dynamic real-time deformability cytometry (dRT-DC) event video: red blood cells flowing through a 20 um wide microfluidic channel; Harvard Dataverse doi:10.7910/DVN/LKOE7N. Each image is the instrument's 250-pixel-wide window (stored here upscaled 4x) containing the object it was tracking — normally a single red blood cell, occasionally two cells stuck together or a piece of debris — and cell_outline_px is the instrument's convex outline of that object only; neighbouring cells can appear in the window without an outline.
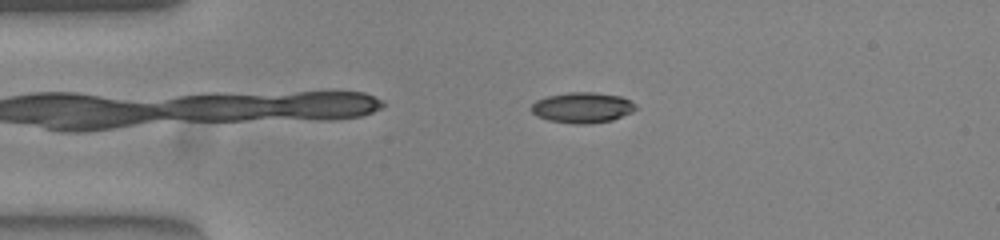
{"species": "common noctule bat (a hibernating species)", "species_latin": "Nyctalus noctula", "temperature_condition": "warm", "stored_images_in_passage": 52, "camera_frame_rate_fps": 3000, "um_per_image_px": 0.085, "animal": {"sex": "female", "body_mass_g": 23.0, "forearm_length_mm": 53.4}, "frame": {"image": 1, "passage_image": 11, "time_ms": 3.333, "image_size_px": [1000, 240], "cell_outline_px": [[640, 108], [632, 112], [612, 120], [588, 124], [572, 124], [548, 120], [536, 116], [528, 108], [536, 100], [548, 96], [568, 92], [592, 92], [620, 96], [636, 104]], "centroid_in_image_um": [49.48, 9.15], "position_along_channel_um": 35.5, "area_um2": 18.79}}
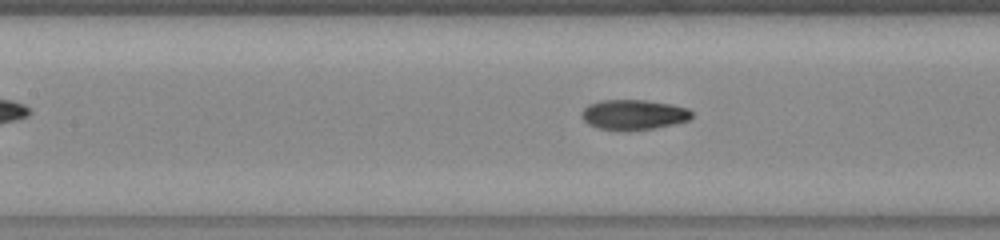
{"frame": {"image": 2, "passage_image": 23, "time_ms": 7.333, "image_size_px": [1000, 240], "cell_outline_px": [[692, 116], [688, 120], [672, 124], [652, 128], [628, 132], [596, 128], [588, 124], [580, 116], [580, 112], [588, 104], [600, 100], [644, 100], [672, 104], [688, 108], [692, 112]], "centroid_in_image_um": [53.8, 9.75], "position_along_channel_um": 153.6, "area_um2": 19.59}}
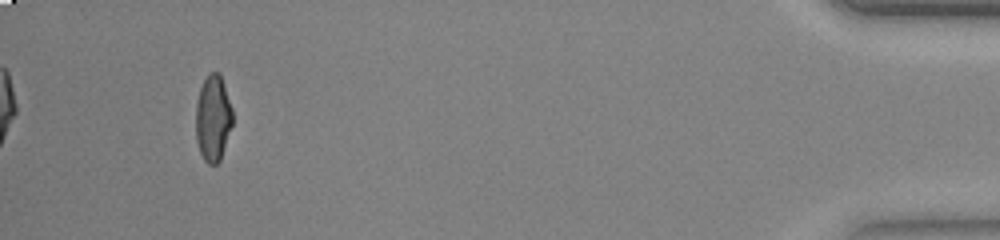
{"frame": {"image": 3, "passage_image": 49, "time_ms": 16.0, "image_size_px": [1000, 240], "cell_outline_px": [[232, 124], [220, 160], [216, 164], [208, 164], [204, 160], [200, 152], [196, 140], [196, 104], [200, 88], [208, 72], [220, 72], [232, 108]], "centroid_in_image_um": [18.1, 10.03], "position_along_channel_um": 417.1, "area_um2": 18.44}, "authors_computed_cell_mechanics": {"area_um2": 18.6694, "velocity_mm_per_s": 3.8974, "shape_relaxation_time_tau1_ms": null, "shape_relaxation_time_tau2_ms": 1.3621, "deformation_change_tau1": null, "deformation_change_tau2": 0.0611}}